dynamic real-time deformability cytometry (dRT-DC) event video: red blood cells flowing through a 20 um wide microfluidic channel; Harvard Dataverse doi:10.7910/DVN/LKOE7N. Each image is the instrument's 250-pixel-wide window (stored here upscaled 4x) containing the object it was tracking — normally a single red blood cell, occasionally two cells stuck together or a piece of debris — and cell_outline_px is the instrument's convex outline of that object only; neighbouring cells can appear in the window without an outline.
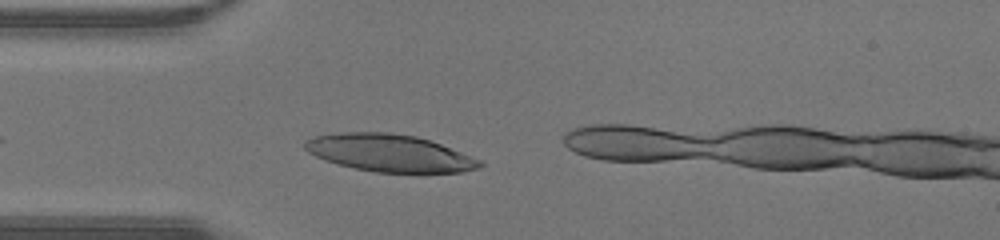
{"species": "human", "species_latin": "Homo sapiens", "temperature_condition": "warm", "stored_images_in_passage": 16, "camera_frame_rate_fps": 3000, "um_per_image_px": 0.085, "donor": {"sex": "male"}, "frame": {"image": 1, "passage_image": 3, "time_ms": 0.667, "image_size_px": [1000, 240], "cell_outline_px": [[484, 164], [480, 168], [460, 172], [376, 172], [356, 168], [324, 160], [308, 152], [304, 148], [304, 140], [316, 136], [344, 132], [388, 132], [416, 136], [440, 144], [480, 160]], "centroid_in_image_um": [33.08, 13.0], "position_along_channel_um": 51.9, "area_um2": 37.57}}
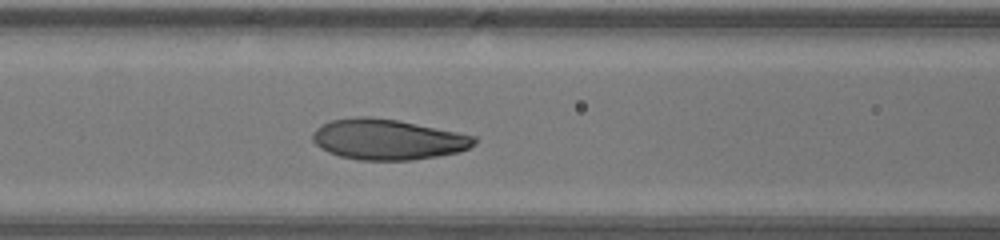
{"frame": {"image": 2, "passage_image": 9, "time_ms": 2.667, "image_size_px": [1000, 240], "cell_outline_px": [[476, 144], [468, 148], [456, 152], [436, 156], [412, 160], [360, 160], [340, 156], [328, 152], [320, 148], [312, 140], [312, 132], [316, 128], [332, 120], [356, 116], [368, 116], [396, 120], [476, 136]], "centroid_in_image_um": [32.92, 11.85], "position_along_channel_um": 133.7, "area_um2": 37.92}}
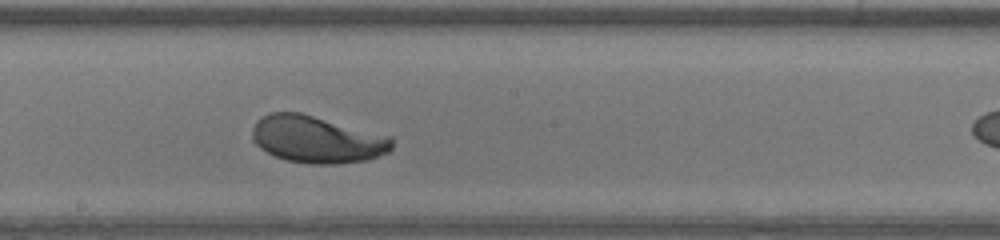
{"frame": {"image": 3, "passage_image": 15, "time_ms": 4.667, "image_size_px": [1000, 240], "cell_outline_px": [[392, 148], [388, 152], [368, 160], [336, 164], [312, 164], [288, 160], [276, 156], [260, 148], [252, 140], [252, 128], [256, 120], [260, 116], [268, 112], [300, 112], [392, 136]], "centroid_in_image_um": [26.93, 11.83], "position_along_channel_um": 221.3, "area_um2": 38.55}}